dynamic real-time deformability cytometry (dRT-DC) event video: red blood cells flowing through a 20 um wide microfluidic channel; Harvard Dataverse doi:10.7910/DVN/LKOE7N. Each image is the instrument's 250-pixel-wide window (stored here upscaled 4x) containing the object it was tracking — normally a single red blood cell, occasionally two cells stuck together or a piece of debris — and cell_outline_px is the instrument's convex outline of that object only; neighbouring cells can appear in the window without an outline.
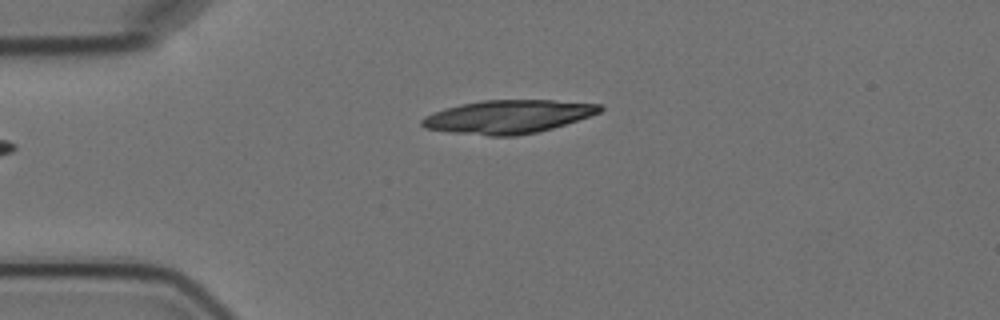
{"species": "Egyptian fruit bat (a non-hibernating species)", "species_latin": "Rousettus aegyptiacus", "temperature_condition": "cold", "stored_images_in_passage": 4, "camera_frame_rate_fps": 3000, "um_per_image_px": 0.085, "animal": {"sex": "female"}, "frame": {"image": 1, "passage_image": 4, "time_ms": 3.333, "image_size_px": [1000, 320], "cell_outline_px": [[604, 108], [600, 112], [552, 128], [536, 132], [516, 136], [488, 136], [452, 132], [424, 128], [420, 124], [420, 120], [424, 116], [444, 108], [460, 104], [484, 100], [556, 100], [604, 104]], "centroid_in_image_um": [43.17, 9.91], "position_along_channel_um": 41.8, "area_um2": 34.56}}